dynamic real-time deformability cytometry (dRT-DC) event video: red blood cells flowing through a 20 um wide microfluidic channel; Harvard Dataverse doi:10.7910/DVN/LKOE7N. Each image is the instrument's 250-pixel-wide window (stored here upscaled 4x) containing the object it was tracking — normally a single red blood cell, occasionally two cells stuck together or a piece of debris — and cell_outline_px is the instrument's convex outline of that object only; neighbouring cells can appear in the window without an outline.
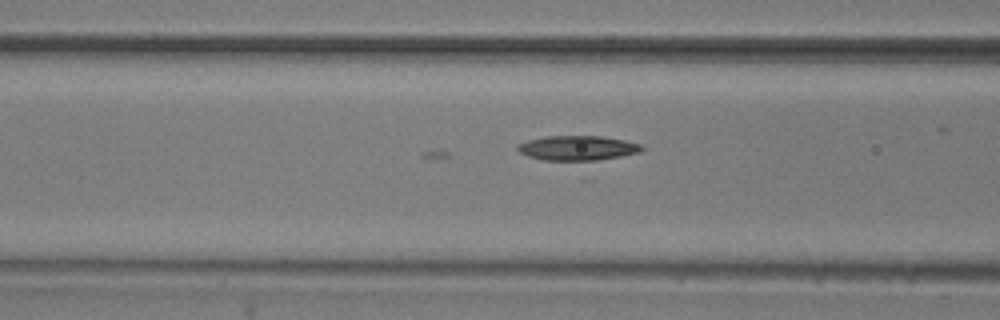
{"species": "common noctule bat (a hibernating species)", "species_latin": "Nyctalus noctula", "temperature_condition": "room temperature", "stored_images_in_passage": 8, "segment_of_instrument_passage": [2, 2], "camera_frame_rate_fps": 3000, "um_per_image_px": 0.085, "animal": {"sex": "male", "body_mass_g": 20.5, "forearm_length_mm": 52.5}, "frame": {"image": 1, "passage_image": 8, "time_ms": 2.333, "image_size_px": [1000, 320], "cell_outline_px": [[644, 148], [640, 152], [620, 156], [596, 160], [540, 160], [528, 156], [520, 152], [516, 148], [516, 144], [528, 140], [544, 136], [600, 136], [624, 140], [640, 144]], "centroid_in_image_um": [49.05, 12.57], "position_along_channel_um": 117.6, "area_um2": 17.8}}